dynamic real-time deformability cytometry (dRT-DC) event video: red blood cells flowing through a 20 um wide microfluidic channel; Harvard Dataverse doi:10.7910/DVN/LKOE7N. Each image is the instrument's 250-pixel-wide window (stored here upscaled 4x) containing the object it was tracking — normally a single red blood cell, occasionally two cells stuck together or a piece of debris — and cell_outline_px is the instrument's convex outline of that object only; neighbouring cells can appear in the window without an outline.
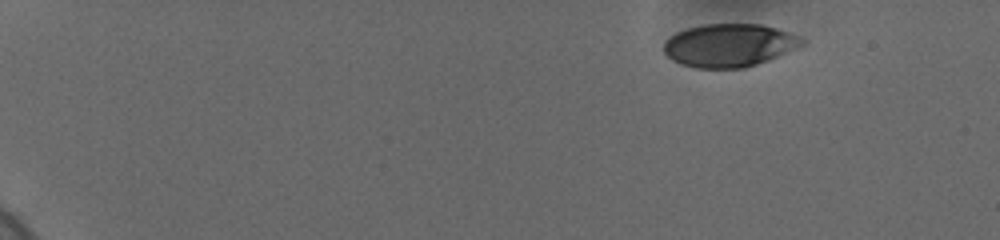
{"species": "human", "species_latin": "Homo sapiens", "temperature_condition": "cold", "stored_images_in_passage": 40, "camera_frame_rate_fps": 3000, "um_per_image_px": 0.085, "donor": {"sex": "female"}, "frame": {"image": 1, "passage_image": 1, "time_ms": 0.0, "image_size_px": [1000, 240], "cell_outline_px": [[804, 44], [768, 60], [744, 68], [696, 68], [680, 64], [672, 60], [664, 52], [664, 40], [676, 32], [688, 28], [704, 24], [760, 24], [776, 28], [796, 36], [804, 40]], "centroid_in_image_um": [61.92, 3.85], "position_along_channel_um": 23.1, "area_um2": 34.39}}
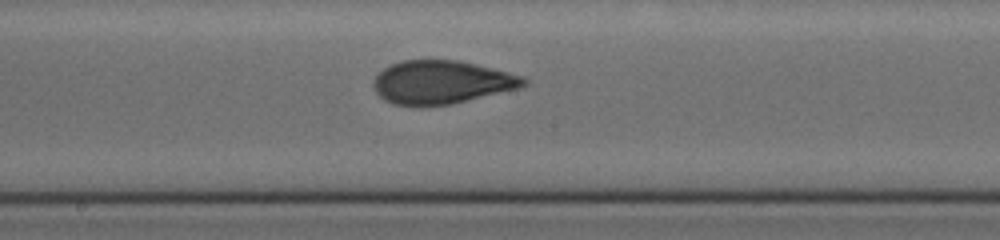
{"frame": {"image": 2, "passage_image": 22, "time_ms": 9.0, "image_size_px": [1000, 240], "cell_outline_px": [[528, 84], [516, 88], [448, 104], [396, 104], [384, 100], [376, 92], [372, 84], [372, 80], [384, 68], [392, 64], [404, 60], [456, 60], [476, 64], [508, 72], [520, 76], [528, 80]], "centroid_in_image_um": [37.49, 6.96], "position_along_channel_um": 210.7, "area_um2": 36.88}}
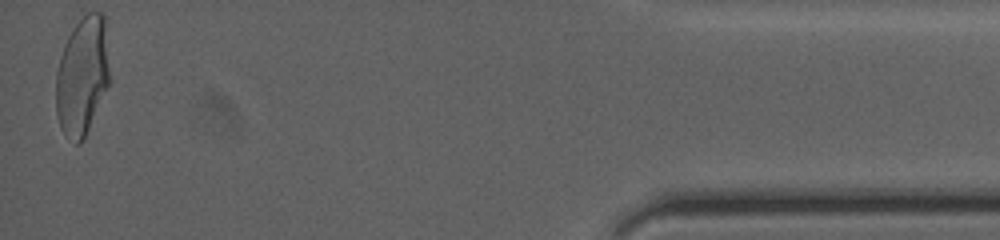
{"frame": {"image": 3, "passage_image": 40, "time_ms": 16.667, "image_size_px": [1000, 240], "cell_outline_px": [[108, 84], [88, 128], [80, 144], [76, 144], [64, 136], [60, 128], [56, 112], [56, 72], [60, 56], [64, 44], [68, 36], [76, 24], [88, 12], [100, 12], [104, 16], [108, 72]], "centroid_in_image_um": [6.94, 6.48], "position_along_channel_um": 428.3, "area_um2": 36.3}, "authors_computed_cell_mechanics": {"area_um2": 36.8764, "velocity_mm_per_s": 3.6714, "shape_relaxation_time_tau1_ms": 6.3784, "shape_relaxation_time_tau2_ms": 1.0991, "deformation_change_tau1": 0.2175, "deformation_change_tau2": 0.0712}}